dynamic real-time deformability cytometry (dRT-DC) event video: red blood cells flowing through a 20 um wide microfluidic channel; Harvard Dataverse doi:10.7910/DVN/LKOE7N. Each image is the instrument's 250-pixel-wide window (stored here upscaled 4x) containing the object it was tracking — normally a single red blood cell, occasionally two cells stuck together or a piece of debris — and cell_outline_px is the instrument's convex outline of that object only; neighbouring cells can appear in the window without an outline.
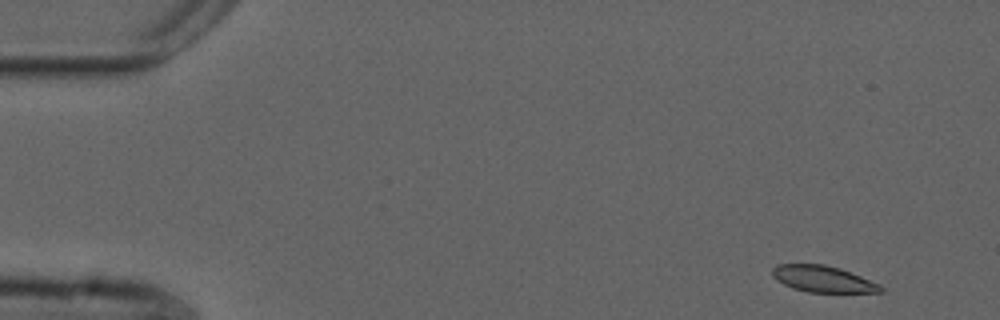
{"species": "common noctule bat (a hibernating species)", "species_latin": "Nyctalus noctula", "temperature_condition": "cold", "stored_images_in_passage": 51, "camera_frame_rate_fps": 3000, "um_per_image_px": 0.085, "animal": {"sex": "male", "forearm_length_mm": 52.5}, "frame": {"image": 1, "passage_image": 1, "time_ms": 0.0, "image_size_px": [1000, 320], "cell_outline_px": [[884, 292], [808, 292], [792, 288], [776, 280], [772, 276], [772, 268], [776, 264], [824, 264], [840, 268], [880, 284], [884, 288]], "centroid_in_image_um": [69.93, 23.71], "position_along_channel_um": 15.1, "area_um2": 16.7}}
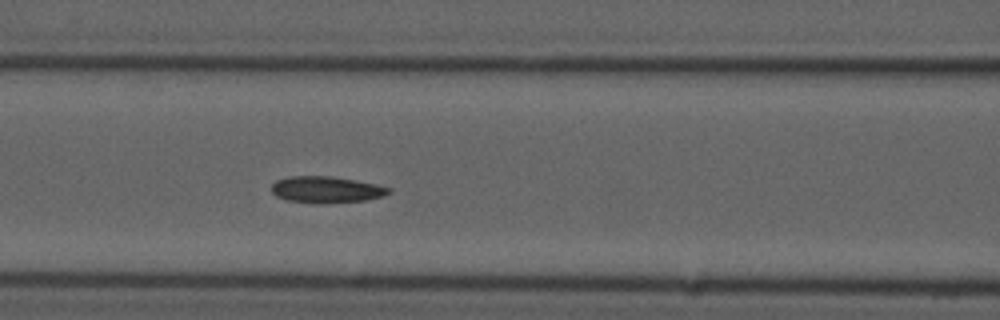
{"frame": {"image": 2, "passage_image": 20, "time_ms": 6.333, "image_size_px": [1000, 320], "cell_outline_px": [[392, 192], [384, 196], [364, 200], [320, 204], [288, 200], [276, 196], [272, 192], [272, 184], [276, 180], [288, 176], [332, 176], [356, 180], [376, 184], [392, 188]], "centroid_in_image_um": [27.75, 16.11], "position_along_channel_um": 138.8, "area_um2": 18.21}}
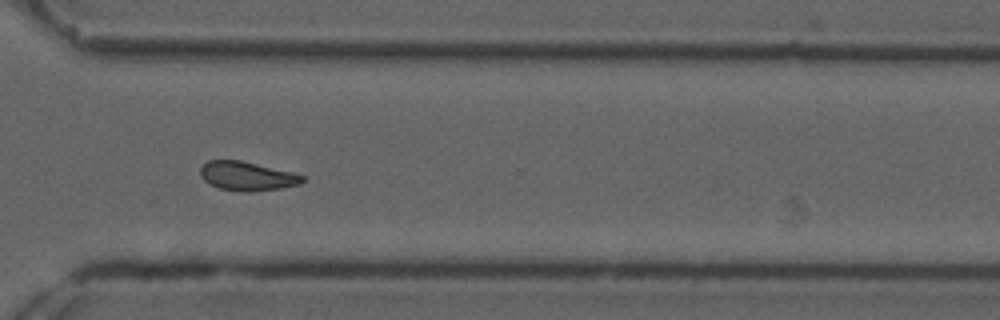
{"frame": {"image": 3, "passage_image": 37, "time_ms": 12.0, "image_size_px": [1000, 320], "cell_outline_px": [[304, 180], [300, 184], [280, 188], [252, 192], [244, 192], [220, 188], [204, 180], [200, 176], [200, 168], [208, 160], [240, 160], [292, 172], [304, 176]], "centroid_in_image_um": [21.0, 14.97], "position_along_channel_um": 349.6, "area_um2": 17.11}, "authors_computed_cell_mechanics": {"area_um2": 17.629, "velocity_mm_per_s": 3.7319, "shape_relaxation_time_tau1_ms": null, "shape_relaxation_time_tau2_ms": 4.5068, "deformation_change_tau1": null, "deformation_change_tau2": 0.1046}}